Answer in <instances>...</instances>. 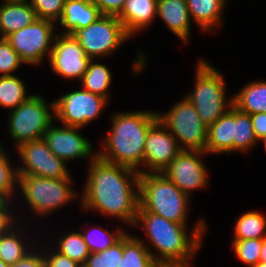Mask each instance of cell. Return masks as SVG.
Segmentation results:
<instances>
[{"label":"cell","instance_id":"obj_29","mask_svg":"<svg viewBox=\"0 0 266 267\" xmlns=\"http://www.w3.org/2000/svg\"><path fill=\"white\" fill-rule=\"evenodd\" d=\"M259 143L250 114L243 113L234 107V151L243 153L252 150Z\"/></svg>","mask_w":266,"mask_h":267},{"label":"cell","instance_id":"obj_14","mask_svg":"<svg viewBox=\"0 0 266 267\" xmlns=\"http://www.w3.org/2000/svg\"><path fill=\"white\" fill-rule=\"evenodd\" d=\"M90 61L73 35L60 33L55 36L48 63L56 75L65 79L77 78L80 82Z\"/></svg>","mask_w":266,"mask_h":267},{"label":"cell","instance_id":"obj_19","mask_svg":"<svg viewBox=\"0 0 266 267\" xmlns=\"http://www.w3.org/2000/svg\"><path fill=\"white\" fill-rule=\"evenodd\" d=\"M102 14L91 0H65L59 24L60 33L72 35L77 29L86 28Z\"/></svg>","mask_w":266,"mask_h":267},{"label":"cell","instance_id":"obj_16","mask_svg":"<svg viewBox=\"0 0 266 267\" xmlns=\"http://www.w3.org/2000/svg\"><path fill=\"white\" fill-rule=\"evenodd\" d=\"M182 149L175 137L158 119L148 130L141 173H162ZM148 169V170H147Z\"/></svg>","mask_w":266,"mask_h":267},{"label":"cell","instance_id":"obj_4","mask_svg":"<svg viewBox=\"0 0 266 267\" xmlns=\"http://www.w3.org/2000/svg\"><path fill=\"white\" fill-rule=\"evenodd\" d=\"M190 197L163 173H140L139 206L178 224L187 225Z\"/></svg>","mask_w":266,"mask_h":267},{"label":"cell","instance_id":"obj_42","mask_svg":"<svg viewBox=\"0 0 266 267\" xmlns=\"http://www.w3.org/2000/svg\"><path fill=\"white\" fill-rule=\"evenodd\" d=\"M155 267H191V262L156 263Z\"/></svg>","mask_w":266,"mask_h":267},{"label":"cell","instance_id":"obj_13","mask_svg":"<svg viewBox=\"0 0 266 267\" xmlns=\"http://www.w3.org/2000/svg\"><path fill=\"white\" fill-rule=\"evenodd\" d=\"M205 155L206 152L181 150L162 173L191 198L193 190L205 188L209 182V171L202 161Z\"/></svg>","mask_w":266,"mask_h":267},{"label":"cell","instance_id":"obj_44","mask_svg":"<svg viewBox=\"0 0 266 267\" xmlns=\"http://www.w3.org/2000/svg\"><path fill=\"white\" fill-rule=\"evenodd\" d=\"M2 2H30V0H3Z\"/></svg>","mask_w":266,"mask_h":267},{"label":"cell","instance_id":"obj_47","mask_svg":"<svg viewBox=\"0 0 266 267\" xmlns=\"http://www.w3.org/2000/svg\"><path fill=\"white\" fill-rule=\"evenodd\" d=\"M259 142H263L264 147H265V149H266V137H265V138H262L261 141H259Z\"/></svg>","mask_w":266,"mask_h":267},{"label":"cell","instance_id":"obj_3","mask_svg":"<svg viewBox=\"0 0 266 267\" xmlns=\"http://www.w3.org/2000/svg\"><path fill=\"white\" fill-rule=\"evenodd\" d=\"M157 120V111L152 110L113 113L111 129L100 143L103 149L97 150V157L141 173L146 135Z\"/></svg>","mask_w":266,"mask_h":267},{"label":"cell","instance_id":"obj_7","mask_svg":"<svg viewBox=\"0 0 266 267\" xmlns=\"http://www.w3.org/2000/svg\"><path fill=\"white\" fill-rule=\"evenodd\" d=\"M8 113V133L15 141L16 148L23 143L43 138L45 131L55 122L54 102L47 103L40 94L32 93L25 102Z\"/></svg>","mask_w":266,"mask_h":267},{"label":"cell","instance_id":"obj_30","mask_svg":"<svg viewBox=\"0 0 266 267\" xmlns=\"http://www.w3.org/2000/svg\"><path fill=\"white\" fill-rule=\"evenodd\" d=\"M58 240V244L53 250L55 249L60 254L78 262L80 265L85 263L86 258L91 252L83 240L81 231L68 232Z\"/></svg>","mask_w":266,"mask_h":267},{"label":"cell","instance_id":"obj_9","mask_svg":"<svg viewBox=\"0 0 266 267\" xmlns=\"http://www.w3.org/2000/svg\"><path fill=\"white\" fill-rule=\"evenodd\" d=\"M91 59L110 57L131 37L116 16L101 15L86 28L77 29L72 34Z\"/></svg>","mask_w":266,"mask_h":267},{"label":"cell","instance_id":"obj_27","mask_svg":"<svg viewBox=\"0 0 266 267\" xmlns=\"http://www.w3.org/2000/svg\"><path fill=\"white\" fill-rule=\"evenodd\" d=\"M232 240L261 239L266 236V218L256 210L248 211L236 219Z\"/></svg>","mask_w":266,"mask_h":267},{"label":"cell","instance_id":"obj_33","mask_svg":"<svg viewBox=\"0 0 266 267\" xmlns=\"http://www.w3.org/2000/svg\"><path fill=\"white\" fill-rule=\"evenodd\" d=\"M263 238L231 241L236 257L247 267H253L260 262Z\"/></svg>","mask_w":266,"mask_h":267},{"label":"cell","instance_id":"obj_39","mask_svg":"<svg viewBox=\"0 0 266 267\" xmlns=\"http://www.w3.org/2000/svg\"><path fill=\"white\" fill-rule=\"evenodd\" d=\"M99 9L102 15L118 16L123 7L125 0H91Z\"/></svg>","mask_w":266,"mask_h":267},{"label":"cell","instance_id":"obj_5","mask_svg":"<svg viewBox=\"0 0 266 267\" xmlns=\"http://www.w3.org/2000/svg\"><path fill=\"white\" fill-rule=\"evenodd\" d=\"M195 73L194 89L185 97L209 126L233 106V97L227 99L224 75L206 60L199 59Z\"/></svg>","mask_w":266,"mask_h":267},{"label":"cell","instance_id":"obj_34","mask_svg":"<svg viewBox=\"0 0 266 267\" xmlns=\"http://www.w3.org/2000/svg\"><path fill=\"white\" fill-rule=\"evenodd\" d=\"M123 257V237L99 253H90L82 267H118Z\"/></svg>","mask_w":266,"mask_h":267},{"label":"cell","instance_id":"obj_45","mask_svg":"<svg viewBox=\"0 0 266 267\" xmlns=\"http://www.w3.org/2000/svg\"><path fill=\"white\" fill-rule=\"evenodd\" d=\"M253 267H266V263L260 261L258 264H256Z\"/></svg>","mask_w":266,"mask_h":267},{"label":"cell","instance_id":"obj_35","mask_svg":"<svg viewBox=\"0 0 266 267\" xmlns=\"http://www.w3.org/2000/svg\"><path fill=\"white\" fill-rule=\"evenodd\" d=\"M25 64L6 38H0V76H12Z\"/></svg>","mask_w":266,"mask_h":267},{"label":"cell","instance_id":"obj_10","mask_svg":"<svg viewBox=\"0 0 266 267\" xmlns=\"http://www.w3.org/2000/svg\"><path fill=\"white\" fill-rule=\"evenodd\" d=\"M56 23L37 18L30 25L12 33L6 39L25 64L40 65L50 58Z\"/></svg>","mask_w":266,"mask_h":267},{"label":"cell","instance_id":"obj_22","mask_svg":"<svg viewBox=\"0 0 266 267\" xmlns=\"http://www.w3.org/2000/svg\"><path fill=\"white\" fill-rule=\"evenodd\" d=\"M190 18L201 31L211 32L222 24L227 0H186Z\"/></svg>","mask_w":266,"mask_h":267},{"label":"cell","instance_id":"obj_17","mask_svg":"<svg viewBox=\"0 0 266 267\" xmlns=\"http://www.w3.org/2000/svg\"><path fill=\"white\" fill-rule=\"evenodd\" d=\"M156 17L163 20L183 44H189L192 19L186 0H157Z\"/></svg>","mask_w":266,"mask_h":267},{"label":"cell","instance_id":"obj_25","mask_svg":"<svg viewBox=\"0 0 266 267\" xmlns=\"http://www.w3.org/2000/svg\"><path fill=\"white\" fill-rule=\"evenodd\" d=\"M156 261L140 237L123 236V257L118 267H155Z\"/></svg>","mask_w":266,"mask_h":267},{"label":"cell","instance_id":"obj_41","mask_svg":"<svg viewBox=\"0 0 266 267\" xmlns=\"http://www.w3.org/2000/svg\"><path fill=\"white\" fill-rule=\"evenodd\" d=\"M252 127L258 141L266 137V112H259L250 115Z\"/></svg>","mask_w":266,"mask_h":267},{"label":"cell","instance_id":"obj_28","mask_svg":"<svg viewBox=\"0 0 266 267\" xmlns=\"http://www.w3.org/2000/svg\"><path fill=\"white\" fill-rule=\"evenodd\" d=\"M27 92L24 82L18 76H0V106L9 111L17 108L32 95Z\"/></svg>","mask_w":266,"mask_h":267},{"label":"cell","instance_id":"obj_46","mask_svg":"<svg viewBox=\"0 0 266 267\" xmlns=\"http://www.w3.org/2000/svg\"><path fill=\"white\" fill-rule=\"evenodd\" d=\"M0 267H10L8 264H5L1 259H0Z\"/></svg>","mask_w":266,"mask_h":267},{"label":"cell","instance_id":"obj_26","mask_svg":"<svg viewBox=\"0 0 266 267\" xmlns=\"http://www.w3.org/2000/svg\"><path fill=\"white\" fill-rule=\"evenodd\" d=\"M94 61L96 60L91 59L89 62L88 69L80 81L81 88L109 101L111 98L108 88L112 83V73L105 64Z\"/></svg>","mask_w":266,"mask_h":267},{"label":"cell","instance_id":"obj_43","mask_svg":"<svg viewBox=\"0 0 266 267\" xmlns=\"http://www.w3.org/2000/svg\"><path fill=\"white\" fill-rule=\"evenodd\" d=\"M260 261L266 263V236L263 238Z\"/></svg>","mask_w":266,"mask_h":267},{"label":"cell","instance_id":"obj_40","mask_svg":"<svg viewBox=\"0 0 266 267\" xmlns=\"http://www.w3.org/2000/svg\"><path fill=\"white\" fill-rule=\"evenodd\" d=\"M36 247L38 250H36ZM36 247L10 267H46L43 252L41 253L38 246Z\"/></svg>","mask_w":266,"mask_h":267},{"label":"cell","instance_id":"obj_8","mask_svg":"<svg viewBox=\"0 0 266 267\" xmlns=\"http://www.w3.org/2000/svg\"><path fill=\"white\" fill-rule=\"evenodd\" d=\"M176 102L158 119L175 137L182 150L206 152L208 126L199 117L193 104L185 97Z\"/></svg>","mask_w":266,"mask_h":267},{"label":"cell","instance_id":"obj_38","mask_svg":"<svg viewBox=\"0 0 266 267\" xmlns=\"http://www.w3.org/2000/svg\"><path fill=\"white\" fill-rule=\"evenodd\" d=\"M10 204L11 201L0 199V234L5 233L16 224L17 216L16 219L13 218L15 213L12 214L13 204Z\"/></svg>","mask_w":266,"mask_h":267},{"label":"cell","instance_id":"obj_12","mask_svg":"<svg viewBox=\"0 0 266 267\" xmlns=\"http://www.w3.org/2000/svg\"><path fill=\"white\" fill-rule=\"evenodd\" d=\"M16 149L23 162L22 167L17 166L18 175L72 178L65 161L53 154L42 138L23 143Z\"/></svg>","mask_w":266,"mask_h":267},{"label":"cell","instance_id":"obj_15","mask_svg":"<svg viewBox=\"0 0 266 267\" xmlns=\"http://www.w3.org/2000/svg\"><path fill=\"white\" fill-rule=\"evenodd\" d=\"M52 124L43 134V140L53 154L58 158L67 161L89 158V163L97 156L92 150L90 140L78 131L81 127ZM94 153V154H93Z\"/></svg>","mask_w":266,"mask_h":267},{"label":"cell","instance_id":"obj_31","mask_svg":"<svg viewBox=\"0 0 266 267\" xmlns=\"http://www.w3.org/2000/svg\"><path fill=\"white\" fill-rule=\"evenodd\" d=\"M101 227L102 225L98 228L93 225V227L86 230V232H81L83 240L91 253H99L106 250L126 234V232L121 229H117L111 233L110 230Z\"/></svg>","mask_w":266,"mask_h":267},{"label":"cell","instance_id":"obj_36","mask_svg":"<svg viewBox=\"0 0 266 267\" xmlns=\"http://www.w3.org/2000/svg\"><path fill=\"white\" fill-rule=\"evenodd\" d=\"M65 0H30L31 7L35 10L37 18L59 22ZM58 20V21H57Z\"/></svg>","mask_w":266,"mask_h":267},{"label":"cell","instance_id":"obj_6","mask_svg":"<svg viewBox=\"0 0 266 267\" xmlns=\"http://www.w3.org/2000/svg\"><path fill=\"white\" fill-rule=\"evenodd\" d=\"M71 178H48L18 175V190L36 217L48 216L72 200L78 193L72 189ZM48 214V215H47Z\"/></svg>","mask_w":266,"mask_h":267},{"label":"cell","instance_id":"obj_1","mask_svg":"<svg viewBox=\"0 0 266 267\" xmlns=\"http://www.w3.org/2000/svg\"><path fill=\"white\" fill-rule=\"evenodd\" d=\"M87 170L81 208L97 210L134 227L139 207L140 173L97 156L88 164Z\"/></svg>","mask_w":266,"mask_h":267},{"label":"cell","instance_id":"obj_21","mask_svg":"<svg viewBox=\"0 0 266 267\" xmlns=\"http://www.w3.org/2000/svg\"><path fill=\"white\" fill-rule=\"evenodd\" d=\"M37 19L30 2H4L0 5V38L30 25Z\"/></svg>","mask_w":266,"mask_h":267},{"label":"cell","instance_id":"obj_11","mask_svg":"<svg viewBox=\"0 0 266 267\" xmlns=\"http://www.w3.org/2000/svg\"><path fill=\"white\" fill-rule=\"evenodd\" d=\"M53 102L54 120L81 128L96 120L109 103L106 98L83 89L63 94Z\"/></svg>","mask_w":266,"mask_h":267},{"label":"cell","instance_id":"obj_24","mask_svg":"<svg viewBox=\"0 0 266 267\" xmlns=\"http://www.w3.org/2000/svg\"><path fill=\"white\" fill-rule=\"evenodd\" d=\"M233 106L246 114L266 112V81L249 82L233 94Z\"/></svg>","mask_w":266,"mask_h":267},{"label":"cell","instance_id":"obj_32","mask_svg":"<svg viewBox=\"0 0 266 267\" xmlns=\"http://www.w3.org/2000/svg\"><path fill=\"white\" fill-rule=\"evenodd\" d=\"M5 146L0 147V199L13 202L18 188V171L16 166H12L10 158L5 152ZM15 193V194H14Z\"/></svg>","mask_w":266,"mask_h":267},{"label":"cell","instance_id":"obj_23","mask_svg":"<svg viewBox=\"0 0 266 267\" xmlns=\"http://www.w3.org/2000/svg\"><path fill=\"white\" fill-rule=\"evenodd\" d=\"M20 224L22 223H20L19 221L17 224H15V226L13 225L8 231L0 234V259L9 266L14 265L16 262L21 260L27 253L33 250L32 244L30 245L28 243L29 238L26 239L25 235L23 234L25 228L21 229L22 226H20ZM24 237L27 242L24 241Z\"/></svg>","mask_w":266,"mask_h":267},{"label":"cell","instance_id":"obj_2","mask_svg":"<svg viewBox=\"0 0 266 267\" xmlns=\"http://www.w3.org/2000/svg\"><path fill=\"white\" fill-rule=\"evenodd\" d=\"M195 224L189 236L187 225L174 223L160 215L146 212L139 206L134 227L144 229V234L150 240L149 245L145 243V246L157 263L190 262L202 247L207 229L203 219L197 220ZM150 245L155 247L157 252H153Z\"/></svg>","mask_w":266,"mask_h":267},{"label":"cell","instance_id":"obj_18","mask_svg":"<svg viewBox=\"0 0 266 267\" xmlns=\"http://www.w3.org/2000/svg\"><path fill=\"white\" fill-rule=\"evenodd\" d=\"M157 0H125L121 13L117 16L125 31L132 38L148 28L156 18Z\"/></svg>","mask_w":266,"mask_h":267},{"label":"cell","instance_id":"obj_20","mask_svg":"<svg viewBox=\"0 0 266 267\" xmlns=\"http://www.w3.org/2000/svg\"><path fill=\"white\" fill-rule=\"evenodd\" d=\"M234 152V106L208 126L207 154Z\"/></svg>","mask_w":266,"mask_h":267},{"label":"cell","instance_id":"obj_37","mask_svg":"<svg viewBox=\"0 0 266 267\" xmlns=\"http://www.w3.org/2000/svg\"><path fill=\"white\" fill-rule=\"evenodd\" d=\"M47 251H43L46 267H82L78 262L60 254L56 250L52 251L51 249H47Z\"/></svg>","mask_w":266,"mask_h":267}]
</instances>
